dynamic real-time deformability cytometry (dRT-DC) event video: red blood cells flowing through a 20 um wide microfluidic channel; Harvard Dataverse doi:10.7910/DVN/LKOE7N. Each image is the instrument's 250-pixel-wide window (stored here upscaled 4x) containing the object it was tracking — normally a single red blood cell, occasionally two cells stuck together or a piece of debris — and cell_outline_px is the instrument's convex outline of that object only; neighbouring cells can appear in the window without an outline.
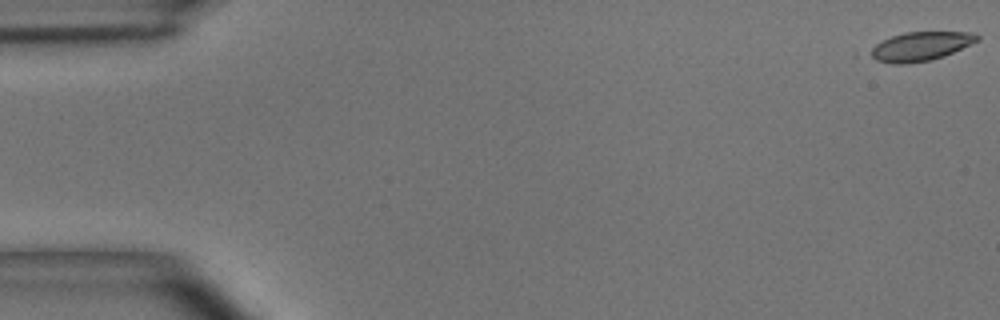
{"species": "common noctule bat (a hibernating species)", "species_latin": "Nyctalus noctula", "temperature_condition": "room temperature", "stored_images_in_passage": 49, "camera_frame_rate_fps": 3000, "um_per_image_px": 0.085, "animal": {"sex": "male", "body_mass_g": 15.6}, "frame": {"image": 1, "passage_image": 1, "time_ms": 0.0, "image_size_px": [1000, 320], "cell_outline_px": [[980, 40], [944, 56], [932, 60], [908, 64], [892, 64], [876, 60], [868, 56], [864, 52], [876, 44], [892, 36], [904, 32], [972, 32], [980, 36]], "centroid_in_image_um": [78.19, 3.95], "position_along_channel_um": 6.8, "area_um2": 18.32}}
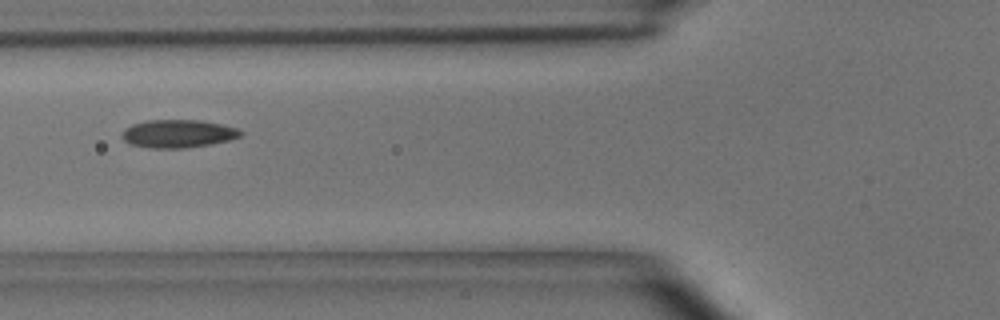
{"frame": {"image": 2, "passage_image": 19, "time_ms": 6.0, "image_size_px": [1000, 320], "cell_outline_px": [[244, 132], [240, 136], [228, 140], [208, 144], [184, 148], [148, 148], [128, 144], [120, 136], [124, 128], [132, 124], [148, 120], [200, 120], [224, 124], [236, 128]], "centroid_in_image_um": [15.09, 11.36], "position_along_channel_um": 110.7, "area_um2": 19.48}}
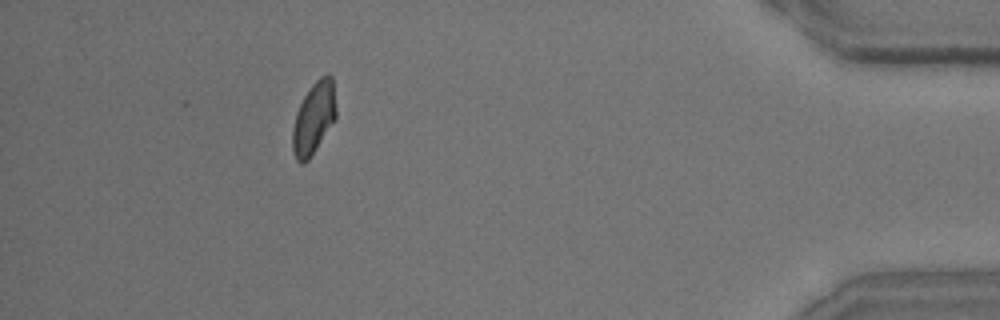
{"frame": {"image": 3, "passage_image": 45, "time_ms": 14.667, "image_size_px": [1000, 320], "cell_outline_px": [[336, 116], [316, 148], [308, 160], [304, 164], [300, 164], [296, 160], [292, 148], [292, 128], [296, 112], [304, 96], [312, 84], [320, 76], [328, 72], [332, 76], [336, 108]], "centroid_in_image_um": [26.65, 10.02], "position_along_channel_um": 408.6, "area_um2": 18.15}, "authors_computed_cell_mechanics": {"area_um2": 18.5538, "velocity_mm_per_s": 4.0606, "shape_relaxation_time_tau1_ms": 4.6986, "shape_relaxation_time_tau2_ms": 1.5676, "deformation_change_tau1": 0.1124, "deformation_change_tau2": 0.0586}}